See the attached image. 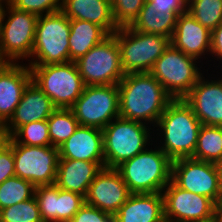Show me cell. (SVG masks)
I'll list each match as a JSON object with an SVG mask.
<instances>
[{
    "instance_id": "obj_39",
    "label": "cell",
    "mask_w": 222,
    "mask_h": 222,
    "mask_svg": "<svg viewBox=\"0 0 222 222\" xmlns=\"http://www.w3.org/2000/svg\"><path fill=\"white\" fill-rule=\"evenodd\" d=\"M210 71L217 77L222 83V63L213 66Z\"/></svg>"
},
{
    "instance_id": "obj_24",
    "label": "cell",
    "mask_w": 222,
    "mask_h": 222,
    "mask_svg": "<svg viewBox=\"0 0 222 222\" xmlns=\"http://www.w3.org/2000/svg\"><path fill=\"white\" fill-rule=\"evenodd\" d=\"M61 11L69 19L100 26L108 35L119 29L113 19L111 0H61Z\"/></svg>"
},
{
    "instance_id": "obj_35",
    "label": "cell",
    "mask_w": 222,
    "mask_h": 222,
    "mask_svg": "<svg viewBox=\"0 0 222 222\" xmlns=\"http://www.w3.org/2000/svg\"><path fill=\"white\" fill-rule=\"evenodd\" d=\"M71 222H117L115 217L109 213L84 203L76 212Z\"/></svg>"
},
{
    "instance_id": "obj_26",
    "label": "cell",
    "mask_w": 222,
    "mask_h": 222,
    "mask_svg": "<svg viewBox=\"0 0 222 222\" xmlns=\"http://www.w3.org/2000/svg\"><path fill=\"white\" fill-rule=\"evenodd\" d=\"M107 36L108 34L96 24L70 19L69 62L77 61Z\"/></svg>"
},
{
    "instance_id": "obj_41",
    "label": "cell",
    "mask_w": 222,
    "mask_h": 222,
    "mask_svg": "<svg viewBox=\"0 0 222 222\" xmlns=\"http://www.w3.org/2000/svg\"><path fill=\"white\" fill-rule=\"evenodd\" d=\"M214 222H222V206H215Z\"/></svg>"
},
{
    "instance_id": "obj_10",
    "label": "cell",
    "mask_w": 222,
    "mask_h": 222,
    "mask_svg": "<svg viewBox=\"0 0 222 222\" xmlns=\"http://www.w3.org/2000/svg\"><path fill=\"white\" fill-rule=\"evenodd\" d=\"M75 63L85 86L118 84L125 75L114 34L108 35Z\"/></svg>"
},
{
    "instance_id": "obj_22",
    "label": "cell",
    "mask_w": 222,
    "mask_h": 222,
    "mask_svg": "<svg viewBox=\"0 0 222 222\" xmlns=\"http://www.w3.org/2000/svg\"><path fill=\"white\" fill-rule=\"evenodd\" d=\"M105 168V162L59 158L55 184L63 190L86 196L96 175Z\"/></svg>"
},
{
    "instance_id": "obj_16",
    "label": "cell",
    "mask_w": 222,
    "mask_h": 222,
    "mask_svg": "<svg viewBox=\"0 0 222 222\" xmlns=\"http://www.w3.org/2000/svg\"><path fill=\"white\" fill-rule=\"evenodd\" d=\"M131 195L115 168H102L90 184L85 203L114 216Z\"/></svg>"
},
{
    "instance_id": "obj_44",
    "label": "cell",
    "mask_w": 222,
    "mask_h": 222,
    "mask_svg": "<svg viewBox=\"0 0 222 222\" xmlns=\"http://www.w3.org/2000/svg\"><path fill=\"white\" fill-rule=\"evenodd\" d=\"M7 61L2 57L1 51H0V70L7 65Z\"/></svg>"
},
{
    "instance_id": "obj_21",
    "label": "cell",
    "mask_w": 222,
    "mask_h": 222,
    "mask_svg": "<svg viewBox=\"0 0 222 222\" xmlns=\"http://www.w3.org/2000/svg\"><path fill=\"white\" fill-rule=\"evenodd\" d=\"M60 158L105 162L103 131L99 128L78 126L59 147Z\"/></svg>"
},
{
    "instance_id": "obj_7",
    "label": "cell",
    "mask_w": 222,
    "mask_h": 222,
    "mask_svg": "<svg viewBox=\"0 0 222 222\" xmlns=\"http://www.w3.org/2000/svg\"><path fill=\"white\" fill-rule=\"evenodd\" d=\"M28 66L32 82L56 108L70 109L84 90L85 84L75 62Z\"/></svg>"
},
{
    "instance_id": "obj_5",
    "label": "cell",
    "mask_w": 222,
    "mask_h": 222,
    "mask_svg": "<svg viewBox=\"0 0 222 222\" xmlns=\"http://www.w3.org/2000/svg\"><path fill=\"white\" fill-rule=\"evenodd\" d=\"M206 71V66L198 59L170 44L150 73L173 99H183Z\"/></svg>"
},
{
    "instance_id": "obj_34",
    "label": "cell",
    "mask_w": 222,
    "mask_h": 222,
    "mask_svg": "<svg viewBox=\"0 0 222 222\" xmlns=\"http://www.w3.org/2000/svg\"><path fill=\"white\" fill-rule=\"evenodd\" d=\"M9 4L17 10L30 12L37 16L61 10V0H10Z\"/></svg>"
},
{
    "instance_id": "obj_3",
    "label": "cell",
    "mask_w": 222,
    "mask_h": 222,
    "mask_svg": "<svg viewBox=\"0 0 222 222\" xmlns=\"http://www.w3.org/2000/svg\"><path fill=\"white\" fill-rule=\"evenodd\" d=\"M115 169L131 194L162 193L171 181L172 160L153 143Z\"/></svg>"
},
{
    "instance_id": "obj_1",
    "label": "cell",
    "mask_w": 222,
    "mask_h": 222,
    "mask_svg": "<svg viewBox=\"0 0 222 222\" xmlns=\"http://www.w3.org/2000/svg\"><path fill=\"white\" fill-rule=\"evenodd\" d=\"M119 117L154 128L173 100L150 72L127 73L118 83Z\"/></svg>"
},
{
    "instance_id": "obj_32",
    "label": "cell",
    "mask_w": 222,
    "mask_h": 222,
    "mask_svg": "<svg viewBox=\"0 0 222 222\" xmlns=\"http://www.w3.org/2000/svg\"><path fill=\"white\" fill-rule=\"evenodd\" d=\"M0 222H43L36 198L1 209Z\"/></svg>"
},
{
    "instance_id": "obj_28",
    "label": "cell",
    "mask_w": 222,
    "mask_h": 222,
    "mask_svg": "<svg viewBox=\"0 0 222 222\" xmlns=\"http://www.w3.org/2000/svg\"><path fill=\"white\" fill-rule=\"evenodd\" d=\"M51 146L59 148L78 128L71 109L56 108L47 119Z\"/></svg>"
},
{
    "instance_id": "obj_37",
    "label": "cell",
    "mask_w": 222,
    "mask_h": 222,
    "mask_svg": "<svg viewBox=\"0 0 222 222\" xmlns=\"http://www.w3.org/2000/svg\"><path fill=\"white\" fill-rule=\"evenodd\" d=\"M220 63H222V23L211 31L209 70Z\"/></svg>"
},
{
    "instance_id": "obj_20",
    "label": "cell",
    "mask_w": 222,
    "mask_h": 222,
    "mask_svg": "<svg viewBox=\"0 0 222 222\" xmlns=\"http://www.w3.org/2000/svg\"><path fill=\"white\" fill-rule=\"evenodd\" d=\"M31 81V70L26 63H7L0 70V126L10 120Z\"/></svg>"
},
{
    "instance_id": "obj_31",
    "label": "cell",
    "mask_w": 222,
    "mask_h": 222,
    "mask_svg": "<svg viewBox=\"0 0 222 222\" xmlns=\"http://www.w3.org/2000/svg\"><path fill=\"white\" fill-rule=\"evenodd\" d=\"M13 144L26 146H50L51 140L47 120L21 126L12 136L7 137Z\"/></svg>"
},
{
    "instance_id": "obj_2",
    "label": "cell",
    "mask_w": 222,
    "mask_h": 222,
    "mask_svg": "<svg viewBox=\"0 0 222 222\" xmlns=\"http://www.w3.org/2000/svg\"><path fill=\"white\" fill-rule=\"evenodd\" d=\"M201 125L183 99H173L153 128L154 143L172 161L192 157Z\"/></svg>"
},
{
    "instance_id": "obj_14",
    "label": "cell",
    "mask_w": 222,
    "mask_h": 222,
    "mask_svg": "<svg viewBox=\"0 0 222 222\" xmlns=\"http://www.w3.org/2000/svg\"><path fill=\"white\" fill-rule=\"evenodd\" d=\"M171 180L180 188L219 202L221 187L214 163L191 157L172 161Z\"/></svg>"
},
{
    "instance_id": "obj_19",
    "label": "cell",
    "mask_w": 222,
    "mask_h": 222,
    "mask_svg": "<svg viewBox=\"0 0 222 222\" xmlns=\"http://www.w3.org/2000/svg\"><path fill=\"white\" fill-rule=\"evenodd\" d=\"M55 109L52 100L31 81L3 130L10 137L25 124L47 120Z\"/></svg>"
},
{
    "instance_id": "obj_25",
    "label": "cell",
    "mask_w": 222,
    "mask_h": 222,
    "mask_svg": "<svg viewBox=\"0 0 222 222\" xmlns=\"http://www.w3.org/2000/svg\"><path fill=\"white\" fill-rule=\"evenodd\" d=\"M178 16L176 12L165 13L164 10L154 8L146 0L137 18L129 27L141 33L157 34L171 40Z\"/></svg>"
},
{
    "instance_id": "obj_30",
    "label": "cell",
    "mask_w": 222,
    "mask_h": 222,
    "mask_svg": "<svg viewBox=\"0 0 222 222\" xmlns=\"http://www.w3.org/2000/svg\"><path fill=\"white\" fill-rule=\"evenodd\" d=\"M187 11L210 31L222 23V0H188Z\"/></svg>"
},
{
    "instance_id": "obj_42",
    "label": "cell",
    "mask_w": 222,
    "mask_h": 222,
    "mask_svg": "<svg viewBox=\"0 0 222 222\" xmlns=\"http://www.w3.org/2000/svg\"><path fill=\"white\" fill-rule=\"evenodd\" d=\"M215 166H216L218 177H219L220 187H222V159L218 161L217 163H215Z\"/></svg>"
},
{
    "instance_id": "obj_45",
    "label": "cell",
    "mask_w": 222,
    "mask_h": 222,
    "mask_svg": "<svg viewBox=\"0 0 222 222\" xmlns=\"http://www.w3.org/2000/svg\"><path fill=\"white\" fill-rule=\"evenodd\" d=\"M215 206H222V187H221V196L219 202Z\"/></svg>"
},
{
    "instance_id": "obj_4",
    "label": "cell",
    "mask_w": 222,
    "mask_h": 222,
    "mask_svg": "<svg viewBox=\"0 0 222 222\" xmlns=\"http://www.w3.org/2000/svg\"><path fill=\"white\" fill-rule=\"evenodd\" d=\"M102 131L105 168H116L154 143L152 127L121 117L112 120Z\"/></svg>"
},
{
    "instance_id": "obj_17",
    "label": "cell",
    "mask_w": 222,
    "mask_h": 222,
    "mask_svg": "<svg viewBox=\"0 0 222 222\" xmlns=\"http://www.w3.org/2000/svg\"><path fill=\"white\" fill-rule=\"evenodd\" d=\"M34 197L43 222H71L85 203L83 195L60 189L56 184L36 186Z\"/></svg>"
},
{
    "instance_id": "obj_36",
    "label": "cell",
    "mask_w": 222,
    "mask_h": 222,
    "mask_svg": "<svg viewBox=\"0 0 222 222\" xmlns=\"http://www.w3.org/2000/svg\"><path fill=\"white\" fill-rule=\"evenodd\" d=\"M15 176L13 143L7 140L0 147V184Z\"/></svg>"
},
{
    "instance_id": "obj_23",
    "label": "cell",
    "mask_w": 222,
    "mask_h": 222,
    "mask_svg": "<svg viewBox=\"0 0 222 222\" xmlns=\"http://www.w3.org/2000/svg\"><path fill=\"white\" fill-rule=\"evenodd\" d=\"M114 217L117 222H166L163 194H131Z\"/></svg>"
},
{
    "instance_id": "obj_27",
    "label": "cell",
    "mask_w": 222,
    "mask_h": 222,
    "mask_svg": "<svg viewBox=\"0 0 222 222\" xmlns=\"http://www.w3.org/2000/svg\"><path fill=\"white\" fill-rule=\"evenodd\" d=\"M191 158L214 164L222 159V126L201 125Z\"/></svg>"
},
{
    "instance_id": "obj_8",
    "label": "cell",
    "mask_w": 222,
    "mask_h": 222,
    "mask_svg": "<svg viewBox=\"0 0 222 222\" xmlns=\"http://www.w3.org/2000/svg\"><path fill=\"white\" fill-rule=\"evenodd\" d=\"M118 42L125 74L150 72L155 61L170 45V39L157 34L135 31L129 26L113 33Z\"/></svg>"
},
{
    "instance_id": "obj_11",
    "label": "cell",
    "mask_w": 222,
    "mask_h": 222,
    "mask_svg": "<svg viewBox=\"0 0 222 222\" xmlns=\"http://www.w3.org/2000/svg\"><path fill=\"white\" fill-rule=\"evenodd\" d=\"M118 84L85 86L70 108L80 126L105 128L119 117Z\"/></svg>"
},
{
    "instance_id": "obj_40",
    "label": "cell",
    "mask_w": 222,
    "mask_h": 222,
    "mask_svg": "<svg viewBox=\"0 0 222 222\" xmlns=\"http://www.w3.org/2000/svg\"><path fill=\"white\" fill-rule=\"evenodd\" d=\"M8 4L9 2L7 0H0V28L3 21L4 12Z\"/></svg>"
},
{
    "instance_id": "obj_29",
    "label": "cell",
    "mask_w": 222,
    "mask_h": 222,
    "mask_svg": "<svg viewBox=\"0 0 222 222\" xmlns=\"http://www.w3.org/2000/svg\"><path fill=\"white\" fill-rule=\"evenodd\" d=\"M35 186L18 176L6 179L0 184V210L26 201L34 196Z\"/></svg>"
},
{
    "instance_id": "obj_6",
    "label": "cell",
    "mask_w": 222,
    "mask_h": 222,
    "mask_svg": "<svg viewBox=\"0 0 222 222\" xmlns=\"http://www.w3.org/2000/svg\"><path fill=\"white\" fill-rule=\"evenodd\" d=\"M70 19L60 10L38 16L35 42L27 65L69 62Z\"/></svg>"
},
{
    "instance_id": "obj_15",
    "label": "cell",
    "mask_w": 222,
    "mask_h": 222,
    "mask_svg": "<svg viewBox=\"0 0 222 222\" xmlns=\"http://www.w3.org/2000/svg\"><path fill=\"white\" fill-rule=\"evenodd\" d=\"M202 125L222 126V83L207 70L183 98Z\"/></svg>"
},
{
    "instance_id": "obj_12",
    "label": "cell",
    "mask_w": 222,
    "mask_h": 222,
    "mask_svg": "<svg viewBox=\"0 0 222 222\" xmlns=\"http://www.w3.org/2000/svg\"><path fill=\"white\" fill-rule=\"evenodd\" d=\"M15 176L30 181L35 187L55 184L59 148L13 144Z\"/></svg>"
},
{
    "instance_id": "obj_18",
    "label": "cell",
    "mask_w": 222,
    "mask_h": 222,
    "mask_svg": "<svg viewBox=\"0 0 222 222\" xmlns=\"http://www.w3.org/2000/svg\"><path fill=\"white\" fill-rule=\"evenodd\" d=\"M170 44L184 54L198 59L209 70L211 31L188 11L177 17Z\"/></svg>"
},
{
    "instance_id": "obj_33",
    "label": "cell",
    "mask_w": 222,
    "mask_h": 222,
    "mask_svg": "<svg viewBox=\"0 0 222 222\" xmlns=\"http://www.w3.org/2000/svg\"><path fill=\"white\" fill-rule=\"evenodd\" d=\"M146 0H111L112 15L118 28L130 26Z\"/></svg>"
},
{
    "instance_id": "obj_38",
    "label": "cell",
    "mask_w": 222,
    "mask_h": 222,
    "mask_svg": "<svg viewBox=\"0 0 222 222\" xmlns=\"http://www.w3.org/2000/svg\"><path fill=\"white\" fill-rule=\"evenodd\" d=\"M154 8L167 12H176L178 15L187 12L188 0H147Z\"/></svg>"
},
{
    "instance_id": "obj_9",
    "label": "cell",
    "mask_w": 222,
    "mask_h": 222,
    "mask_svg": "<svg viewBox=\"0 0 222 222\" xmlns=\"http://www.w3.org/2000/svg\"><path fill=\"white\" fill-rule=\"evenodd\" d=\"M36 14L20 11L7 5L0 28V51L8 63H27L34 42Z\"/></svg>"
},
{
    "instance_id": "obj_13",
    "label": "cell",
    "mask_w": 222,
    "mask_h": 222,
    "mask_svg": "<svg viewBox=\"0 0 222 222\" xmlns=\"http://www.w3.org/2000/svg\"><path fill=\"white\" fill-rule=\"evenodd\" d=\"M166 222L214 220L215 203L208 197L178 187L172 180L162 191Z\"/></svg>"
},
{
    "instance_id": "obj_43",
    "label": "cell",
    "mask_w": 222,
    "mask_h": 222,
    "mask_svg": "<svg viewBox=\"0 0 222 222\" xmlns=\"http://www.w3.org/2000/svg\"><path fill=\"white\" fill-rule=\"evenodd\" d=\"M7 140L6 132L3 130V127L0 126V147Z\"/></svg>"
}]
</instances>
